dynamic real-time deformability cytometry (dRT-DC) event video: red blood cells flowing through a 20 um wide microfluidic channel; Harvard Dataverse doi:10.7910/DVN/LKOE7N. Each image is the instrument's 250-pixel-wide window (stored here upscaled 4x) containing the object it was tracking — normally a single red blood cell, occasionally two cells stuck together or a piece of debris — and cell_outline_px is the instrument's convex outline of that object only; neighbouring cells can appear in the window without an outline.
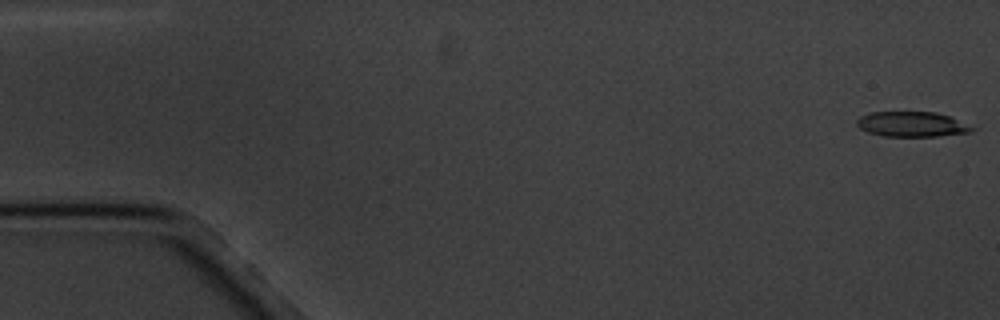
{"species": "common noctule bat (a hibernating species)", "species_latin": "Nyctalus noctula", "temperature_condition": "cold", "stored_images_in_passage": 6, "camera_frame_rate_fps": 3000, "um_per_image_px": 0.085, "animal": {"sex": "male", "body_mass_g": 20.1, "forearm_length_mm": 53.5}, "frame": {"image": 1, "passage_image": 1, "time_ms": 0.0, "image_size_px": [1000, 320], "cell_outline_px": [[976, 128], [968, 132], [936, 136], [884, 136], [868, 132], [860, 128], [856, 124], [856, 120], [860, 116], [872, 112], [936, 112], [948, 116]], "centroid_in_image_um": [77.46, 10.55], "position_along_channel_um": 7.5, "area_um2": 16.59}}
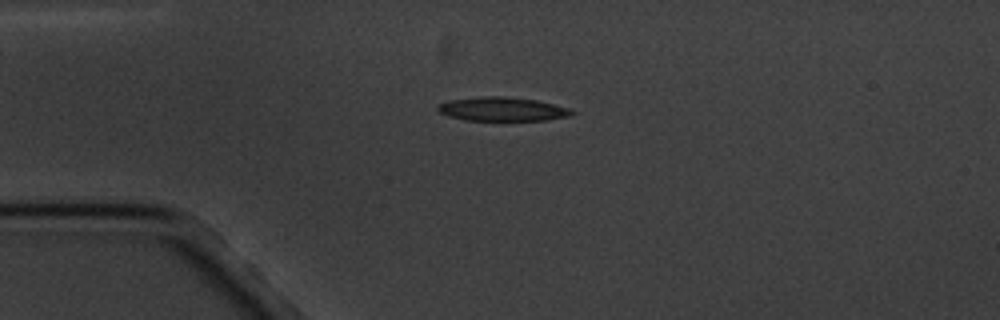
{"frame": {"image": 2, "passage_image": 4, "time_ms": 4.333, "image_size_px": [1000, 320], "cell_outline_px": [[576, 112], [572, 116], [544, 120], [464, 120], [448, 116], [440, 112], [436, 108], [440, 104], [448, 100], [484, 96], [508, 96], [536, 100], [568, 108]], "centroid_in_image_um": [42.7, 9.27], "position_along_channel_um": 42.3, "area_um2": 18.61}}
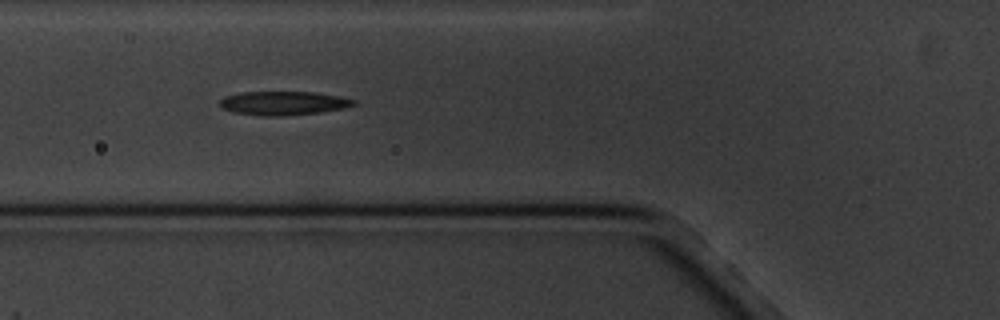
{"frame": {"image": 3, "passage_image": 6, "time_ms": 6.667, "image_size_px": [1000, 320], "cell_outline_px": [[356, 104], [344, 108], [320, 112], [280, 116], [264, 116], [232, 112], [224, 108], [220, 104], [220, 100], [224, 96], [240, 92], [316, 92], [340, 96], [356, 100]], "centroid_in_image_um": [24.1, 8.76], "position_along_channel_um": 101.7, "area_um2": 18.55}}